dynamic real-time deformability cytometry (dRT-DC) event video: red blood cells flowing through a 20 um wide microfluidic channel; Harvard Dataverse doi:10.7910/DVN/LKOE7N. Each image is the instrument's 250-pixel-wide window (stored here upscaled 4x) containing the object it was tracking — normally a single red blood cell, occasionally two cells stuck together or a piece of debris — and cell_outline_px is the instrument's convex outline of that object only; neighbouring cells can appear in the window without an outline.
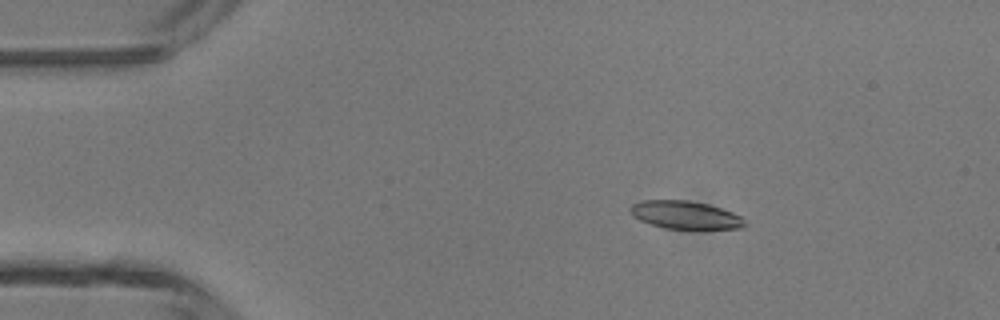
{"species": "common noctule bat (a hibernating species)", "species_latin": "Nyctalus noctula", "temperature_condition": "room temperature", "stored_images_in_passage": 7, "camera_frame_rate_fps": 3000, "um_per_image_px": 0.085, "animal": {"sex": "male", "body_mass_g": 13.3}, "frame": {"image": 1, "passage_image": 3, "time_ms": 2.333, "image_size_px": [1000, 320], "cell_outline_px": [[744, 224], [740, 228], [664, 228], [640, 220], [632, 216], [628, 208], [632, 204], [640, 200], [688, 200], [708, 204], [732, 212], [740, 216], [744, 220]], "centroid_in_image_um": [58.17, 18.25], "position_along_channel_um": 26.8, "area_um2": 18.38}}
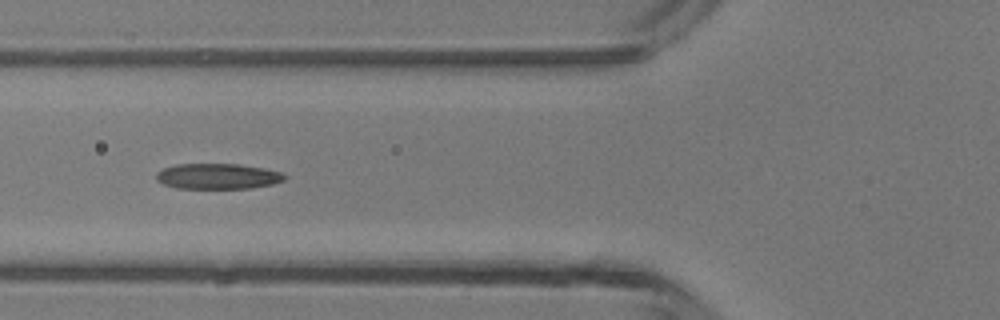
{"frame": {"image": 2, "passage_image": 6, "time_ms": 5.667, "image_size_px": [1000, 320], "cell_outline_px": [[288, 176], [284, 180], [272, 184], [252, 188], [176, 188], [164, 184], [156, 180], [156, 172], [164, 168], [176, 164], [240, 164], [264, 168], [280, 172]], "centroid_in_image_um": [18.51, 14.98], "position_along_channel_um": 107.3, "area_um2": 19.13}}
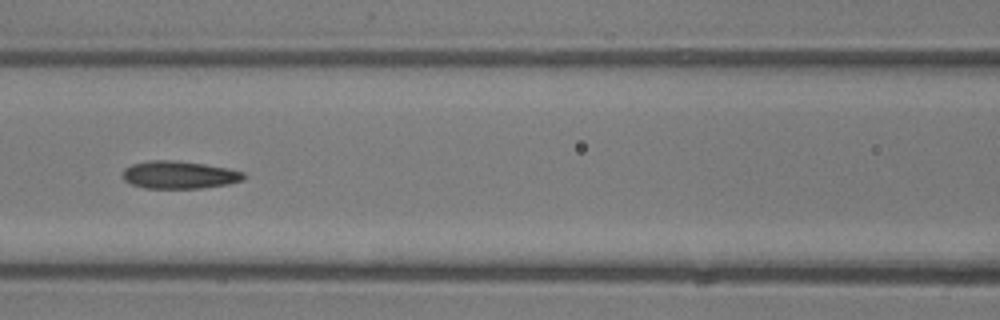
{"frame": {"image": 3, "passage_image": 7, "time_ms": 6.667, "image_size_px": [1000, 320], "cell_outline_px": [[244, 180], [228, 184], [204, 188], [144, 188], [132, 184], [124, 180], [124, 168], [132, 164], [152, 160], [172, 160], [204, 164], [228, 168], [244, 172]], "centroid_in_image_um": [15.25, 14.86], "position_along_channel_um": 151.3, "area_um2": 19.42}}